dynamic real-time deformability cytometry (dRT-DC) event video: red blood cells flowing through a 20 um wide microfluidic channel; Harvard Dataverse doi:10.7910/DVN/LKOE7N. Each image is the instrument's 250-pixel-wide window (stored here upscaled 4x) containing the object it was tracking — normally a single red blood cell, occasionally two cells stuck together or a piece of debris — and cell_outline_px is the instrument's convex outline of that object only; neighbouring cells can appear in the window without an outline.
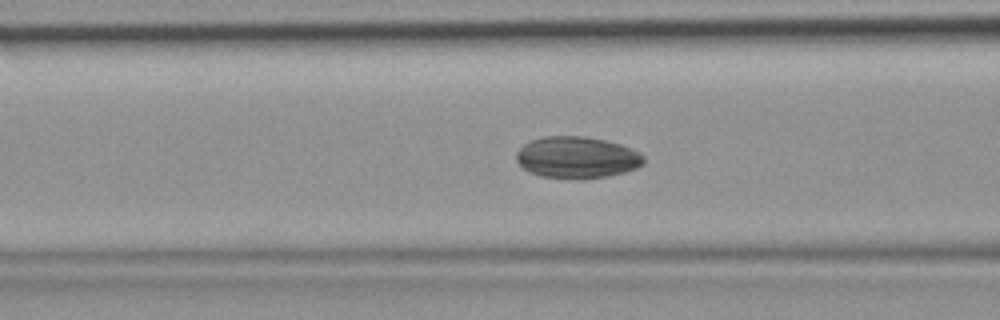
{"species": "common noctule bat (a hibernating species)", "species_latin": "Nyctalus noctula", "temperature_condition": "room temperature", "stored_images_in_passage": 26, "camera_frame_rate_fps": 3000, "um_per_image_px": 0.085, "animal": {"sex": "female", "body_mass_g": 19.9}, "frame": {"image": 1, "passage_image": 5, "time_ms": 1.333, "image_size_px": [1000, 320], "cell_outline_px": [[640, 160], [636, 164], [628, 168], [596, 176], [556, 176], [540, 172], [528, 168], [520, 160], [520, 152], [556, 140], [596, 140], [620, 148], [636, 156]], "centroid_in_image_um": [49.08, 13.46], "position_along_channel_um": 117.5, "area_um2": 23.7}}
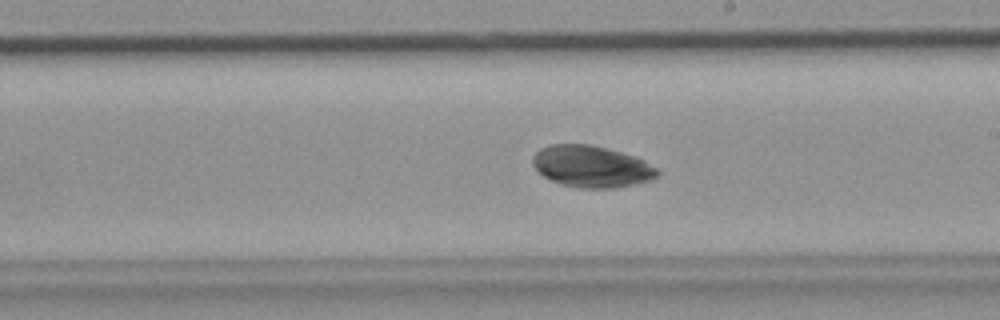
{"frame": {"image": 2, "passage_image": 13, "time_ms": 4.0, "image_size_px": [1000, 320], "cell_outline_px": [[656, 172], [648, 176], [616, 184], [584, 184], [560, 180], [548, 176], [536, 164], [576, 148], [596, 148], [636, 160]], "centroid_in_image_um": [50.48, 14.22], "position_along_channel_um": 238.5, "area_um2": 20.98}}
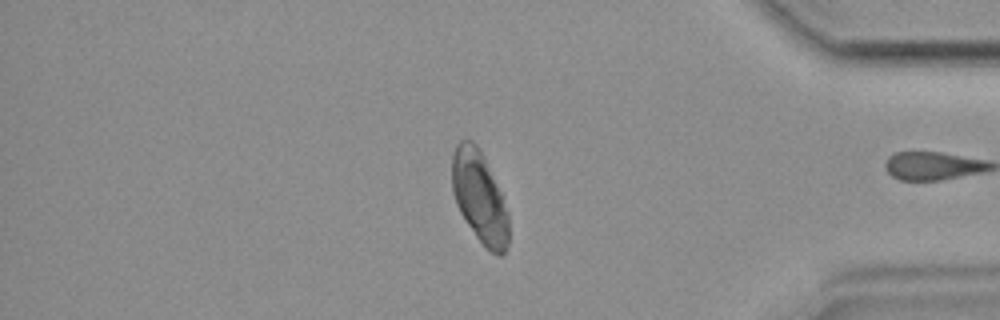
{"frame": {"image": 3, "passage_image": 25, "time_ms": 8.0, "image_size_px": [1000, 320], "cell_outline_px": [[500, 252], [488, 248], [484, 244], [464, 216], [456, 200], [452, 176], [452, 168], [456, 152], [480, 164], [488, 176], [500, 200]], "centroid_in_image_um": [40.59, 17.01], "position_along_channel_um": 394.6, "area_um2": 21.33}}